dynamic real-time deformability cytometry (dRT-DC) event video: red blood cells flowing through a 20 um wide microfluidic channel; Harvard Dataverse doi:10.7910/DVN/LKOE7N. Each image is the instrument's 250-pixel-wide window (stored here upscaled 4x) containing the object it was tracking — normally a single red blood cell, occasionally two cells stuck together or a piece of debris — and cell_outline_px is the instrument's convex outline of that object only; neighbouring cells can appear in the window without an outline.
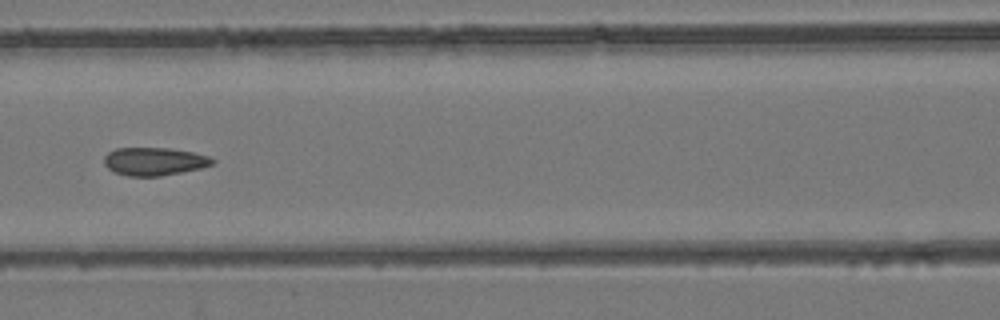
{"species": "common noctule bat (a hibernating species)", "species_latin": "Nyctalus noctula", "temperature_condition": "room temperature", "stored_images_in_passage": 8, "camera_frame_rate_fps": 3000, "um_per_image_px": 0.085, "animal": {"sex": "female", "body_mass_g": 24.6, "forearm_length_mm": 56.2}, "frame": {"image": 1, "passage_image": 8, "time_ms": 8.0, "image_size_px": [1000, 320], "cell_outline_px": [[216, 160], [212, 164], [200, 168], [160, 176], [128, 176], [112, 172], [104, 164], [104, 156], [108, 152], [116, 148], [172, 148], [192, 152], [208, 156]], "centroid_in_image_um": [13.07, 13.72], "position_along_channel_um": 153.5, "area_um2": 17.69}}